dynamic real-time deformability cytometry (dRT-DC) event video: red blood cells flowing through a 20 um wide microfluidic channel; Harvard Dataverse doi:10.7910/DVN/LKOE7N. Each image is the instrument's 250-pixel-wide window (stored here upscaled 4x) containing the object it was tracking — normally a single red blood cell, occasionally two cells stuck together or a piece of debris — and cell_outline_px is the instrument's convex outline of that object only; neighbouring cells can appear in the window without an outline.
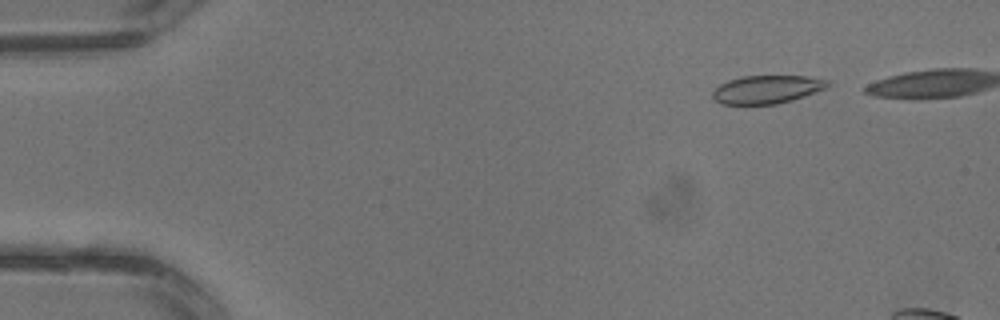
{"species": "common noctule bat (a hibernating species)", "species_latin": "Nyctalus noctula", "temperature_condition": "warm", "stored_images_in_passage": 4, "camera_frame_rate_fps": 3000, "um_per_image_px": 0.085, "animal": {"sex": "male", "body_mass_g": 13.3}, "frame": {"image": 1, "passage_image": 1, "time_ms": 0.0, "image_size_px": [1000, 320], "cell_outline_px": [[832, 84], [824, 88], [804, 96], [792, 100], [776, 104], [720, 104], [712, 96], [712, 92], [720, 84], [728, 80], [744, 76], [808, 76], [832, 80]], "centroid_in_image_um": [65.21, 7.59], "position_along_channel_um": 19.8, "area_um2": 18.9}}